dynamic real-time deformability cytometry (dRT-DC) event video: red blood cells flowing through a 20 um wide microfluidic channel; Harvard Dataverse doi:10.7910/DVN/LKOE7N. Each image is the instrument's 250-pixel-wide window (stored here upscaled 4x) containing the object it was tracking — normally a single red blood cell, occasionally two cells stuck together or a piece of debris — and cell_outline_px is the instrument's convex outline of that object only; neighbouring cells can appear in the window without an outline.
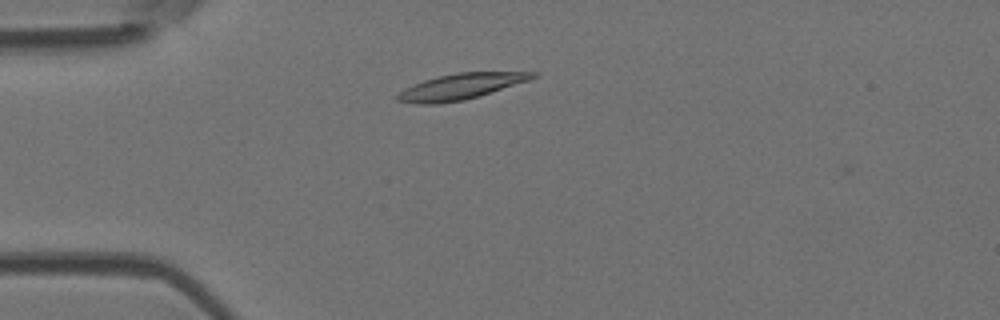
{"species": "Egyptian fruit bat (a non-hibernating species)", "species_latin": "Rousettus aegyptiacus", "temperature_condition": "room temperature", "stored_images_in_passage": 42, "camera_frame_rate_fps": 3000, "um_per_image_px": 0.085, "animal": {"sex": "female"}, "frame": {"image": 1, "passage_image": 3, "time_ms": 0.667, "image_size_px": [1000, 320], "cell_outline_px": [[540, 76], [528, 80], [464, 100], [436, 104], [416, 104], [396, 100], [396, 96], [404, 88], [424, 80], [456, 72], [540, 72]], "centroid_in_image_um": [39.14, 7.35], "position_along_channel_um": 45.9, "area_um2": 20.06}}
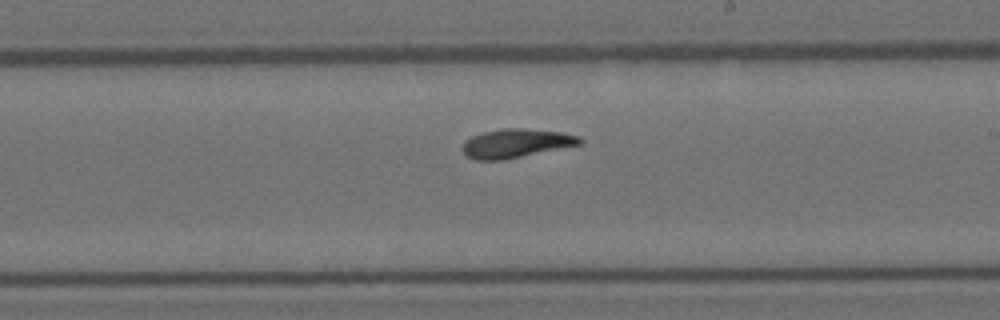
{"frame": {"image": 2, "passage_image": 20, "time_ms": 6.333, "image_size_px": [1000, 320], "cell_outline_px": [[584, 144], [504, 160], [476, 160], [464, 156], [460, 148], [464, 140], [472, 136], [484, 132], [504, 128], [520, 128], [560, 132], [580, 136], [584, 140]], "centroid_in_image_um": [43.85, 12.19], "position_along_channel_um": 245.2, "area_um2": 20.06}}
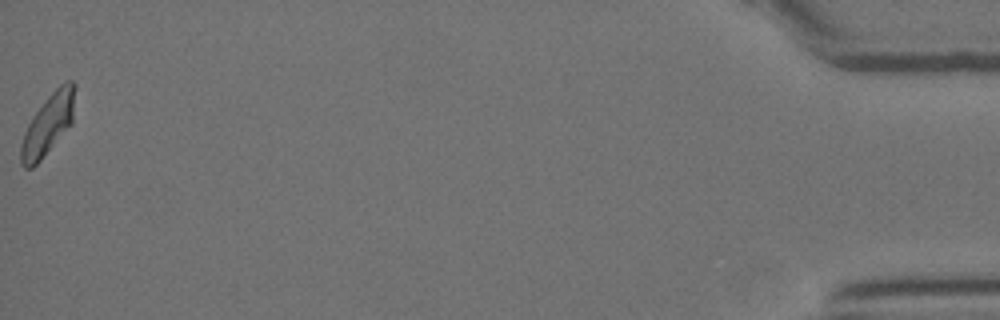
{"frame": {"image": 3, "passage_image": 42, "time_ms": 13.667, "image_size_px": [1000, 320], "cell_outline_px": [[76, 84], [72, 124], [40, 160], [32, 168], [24, 168], [20, 164], [20, 144], [24, 132], [32, 116], [48, 96], [64, 80], [72, 80]], "centroid_in_image_um": [4.08, 10.56], "position_along_channel_um": 431.1, "area_um2": 19.25}, "authors_computed_cell_mechanics": {"area_um2": 19.3919, "velocity_mm_per_s": 3.8657, "shape_relaxation_time_tau1_ms": 7.3023, "shape_relaxation_time_tau2_ms": 4.6923, "deformation_change_tau1": 0.2013, "deformation_change_tau2": 0.1138}}